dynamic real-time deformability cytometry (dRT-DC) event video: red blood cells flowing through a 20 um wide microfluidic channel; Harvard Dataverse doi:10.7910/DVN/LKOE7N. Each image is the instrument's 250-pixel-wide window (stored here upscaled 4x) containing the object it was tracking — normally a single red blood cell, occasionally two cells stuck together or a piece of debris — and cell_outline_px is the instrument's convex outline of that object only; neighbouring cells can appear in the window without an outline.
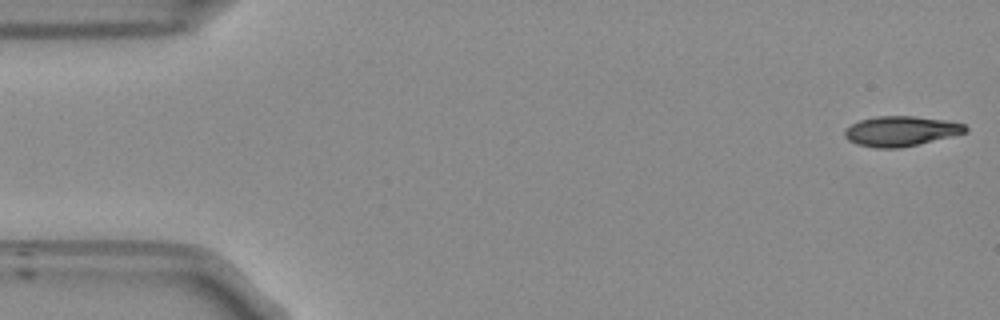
{"species": "Egyptian fruit bat (a non-hibernating species)", "species_latin": "Rousettus aegyptiacus", "temperature_condition": "room temperature", "stored_images_in_passage": 52, "camera_frame_rate_fps": 3000, "um_per_image_px": 0.085, "frame": {"image": 1, "passage_image": 1, "time_ms": 0.0, "image_size_px": [1000, 320], "cell_outline_px": [[968, 132], [952, 136], [900, 148], [876, 148], [856, 144], [848, 140], [844, 136], [844, 132], [852, 124], [860, 120], [876, 116], [916, 116], [948, 120], [964, 124], [968, 128]], "centroid_in_image_um": [76.59, 11.14], "position_along_channel_um": 8.4, "area_um2": 21.15}}
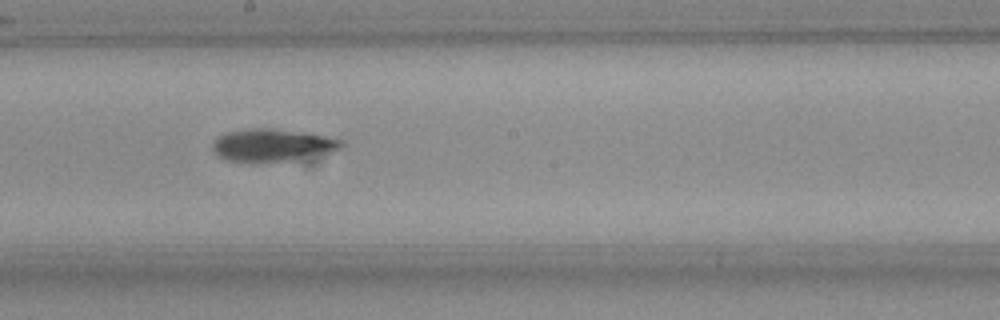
{"frame": {"image": 2, "passage_image": 28, "time_ms": 9.0, "image_size_px": [1000, 320], "cell_outline_px": [[344, 144], [340, 148], [288, 160], [252, 164], [228, 160], [220, 156], [212, 148], [212, 144], [224, 132], [252, 128], [272, 128], [308, 132], [344, 140]], "centroid_in_image_um": [23.09, 12.32], "position_along_channel_um": 225.1, "area_um2": 24.28}}
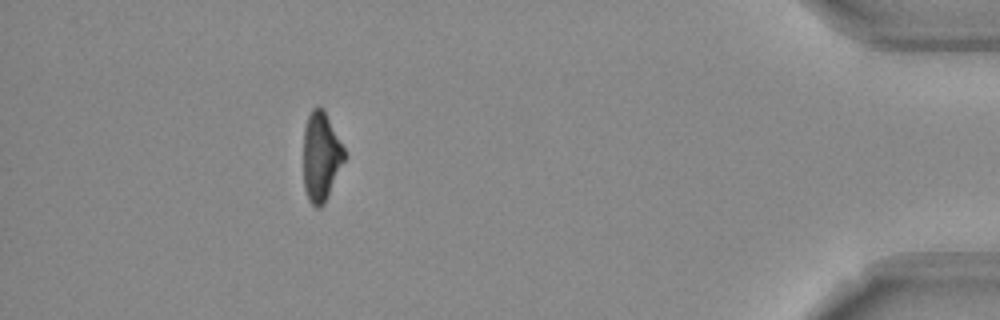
{"frame": {"image": 3, "passage_image": 47, "time_ms": 15.333, "image_size_px": [1000, 320], "cell_outline_px": [[344, 160], [328, 196], [324, 204], [320, 208], [316, 208], [308, 200], [304, 188], [304, 128], [308, 116], [312, 108], [320, 108], [324, 112], [344, 148]], "centroid_in_image_um": [27.26, 13.37], "position_along_channel_um": 407.9, "area_um2": 20.75}, "authors_computed_cell_mechanics": {"area_um2": 22.542, "velocity_mm_per_s": 3.8197, "shape_relaxation_time_tau1_ms": 4.8487, "shape_relaxation_time_tau2_ms": 6.6153, "deformation_change_tau1": 0.1822, "deformation_change_tau2": 0.1611}}